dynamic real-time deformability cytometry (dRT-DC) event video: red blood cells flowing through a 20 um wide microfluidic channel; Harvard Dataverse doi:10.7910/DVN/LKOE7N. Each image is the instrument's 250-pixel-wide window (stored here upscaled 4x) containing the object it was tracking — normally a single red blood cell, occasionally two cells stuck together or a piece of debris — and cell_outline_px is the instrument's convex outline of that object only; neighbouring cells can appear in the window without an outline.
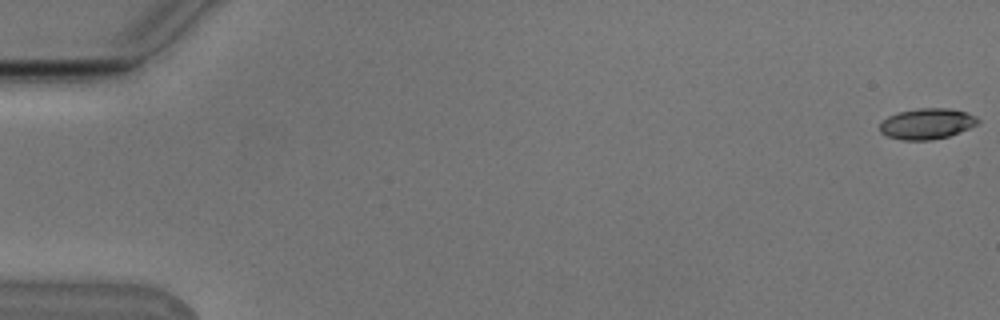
{"species": "Egyptian fruit bat (a non-hibernating species)", "species_latin": "Rousettus aegyptiacus", "temperature_condition": "cold", "stored_images_in_passage": 19, "camera_frame_rate_fps": 3000, "um_per_image_px": 0.085, "animal": {"sex": "male"}, "frame": {"image": 1, "passage_image": 1, "time_ms": 0.0, "image_size_px": [1000, 320], "cell_outline_px": [[980, 120], [976, 124], [968, 128], [948, 136], [928, 140], [900, 140], [888, 136], [880, 132], [880, 124], [888, 116], [900, 112], [920, 108], [948, 108], [968, 112], [976, 116]], "centroid_in_image_um": [78.79, 10.51], "position_along_channel_um": 6.2, "area_um2": 17.4}}
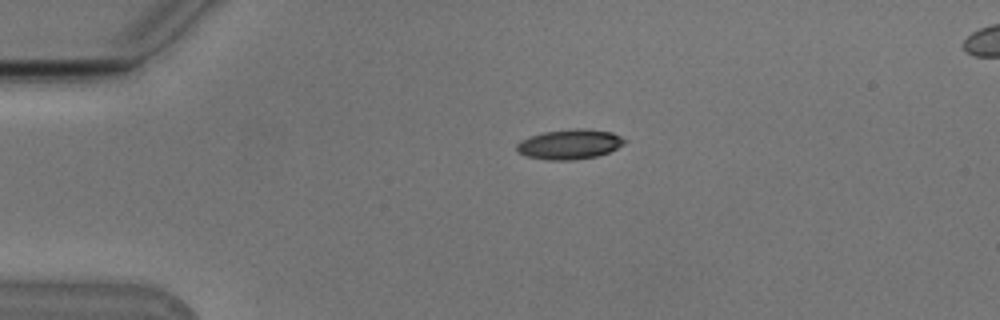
{"frame": {"image": 2, "passage_image": 13, "time_ms": 4.0, "image_size_px": [1000, 320], "cell_outline_px": [[628, 140], [624, 144], [608, 152], [596, 156], [576, 160], [548, 160], [528, 156], [516, 152], [516, 144], [520, 140], [544, 132], [576, 128], [584, 128], [612, 132]], "centroid_in_image_um": [48.42, 12.26], "position_along_channel_um": 36.6, "area_um2": 18.79}}